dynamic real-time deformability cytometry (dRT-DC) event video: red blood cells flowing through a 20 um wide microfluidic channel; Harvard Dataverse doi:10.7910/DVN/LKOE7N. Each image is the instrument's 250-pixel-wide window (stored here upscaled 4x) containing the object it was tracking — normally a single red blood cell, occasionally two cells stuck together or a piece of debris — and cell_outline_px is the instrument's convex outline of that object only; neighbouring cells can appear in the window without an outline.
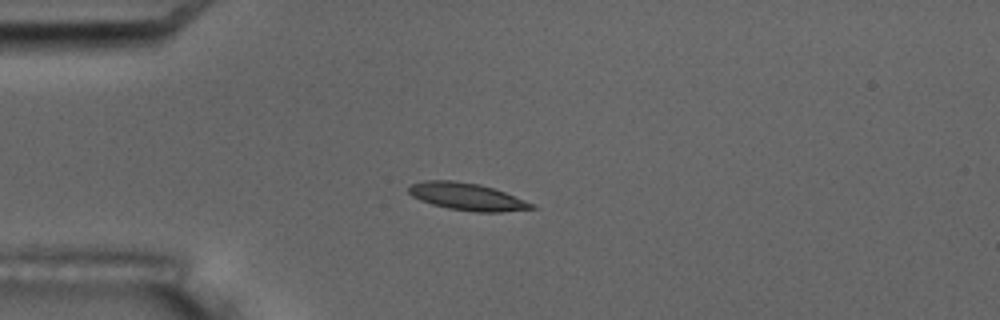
{"species": "common noctule bat (a hibernating species)", "species_latin": "Nyctalus noctula", "temperature_condition": "room temperature", "stored_images_in_passage": 6, "camera_frame_rate_fps": 3000, "um_per_image_px": 0.085, "animal": {"sex": "male", "body_mass_g": 17.5, "forearm_length_mm": 52.3}, "frame": {"image": 1, "passage_image": 5, "time_ms": 4.667, "image_size_px": [1000, 320], "cell_outline_px": [[540, 208], [500, 212], [476, 212], [448, 208], [432, 204], [420, 200], [412, 196], [408, 192], [408, 184], [424, 180], [452, 180], [480, 184], [504, 192], [524, 200]], "centroid_in_image_um": [39.65, 16.71], "position_along_channel_um": 45.3, "area_um2": 19.54}}